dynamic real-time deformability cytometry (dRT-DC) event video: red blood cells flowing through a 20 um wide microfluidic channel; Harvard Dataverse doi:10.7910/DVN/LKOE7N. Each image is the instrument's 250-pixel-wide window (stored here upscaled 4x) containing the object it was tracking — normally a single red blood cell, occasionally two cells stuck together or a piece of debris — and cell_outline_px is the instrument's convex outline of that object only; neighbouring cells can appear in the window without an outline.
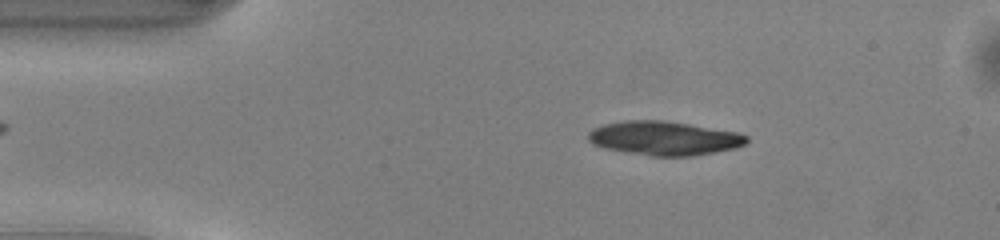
{"species": "common noctule bat (a hibernating species)", "species_latin": "Nyctalus noctula", "temperature_condition": "warm", "stored_images_in_passage": 34, "segment_of_instrument_passage": [1, 2], "camera_frame_rate_fps": 3000, "um_per_image_px": 0.085, "animal": {"sex": "male", "body_mass_g": 13.0, "forearm_length_mm": 53.1}, "frame": {"image": 1, "passage_image": 7, "time_ms": 2.0, "image_size_px": [1000, 240], "cell_outline_px": [[748, 140], [744, 144], [736, 148], [716, 152], [692, 156], [648, 156], [604, 148], [592, 144], [588, 140], [588, 132], [592, 128], [604, 124], [624, 120], [660, 120], [688, 124], [740, 132], [748, 136]], "centroid_in_image_um": [56.44, 11.75], "position_along_channel_um": 28.6, "area_um2": 31.56}}